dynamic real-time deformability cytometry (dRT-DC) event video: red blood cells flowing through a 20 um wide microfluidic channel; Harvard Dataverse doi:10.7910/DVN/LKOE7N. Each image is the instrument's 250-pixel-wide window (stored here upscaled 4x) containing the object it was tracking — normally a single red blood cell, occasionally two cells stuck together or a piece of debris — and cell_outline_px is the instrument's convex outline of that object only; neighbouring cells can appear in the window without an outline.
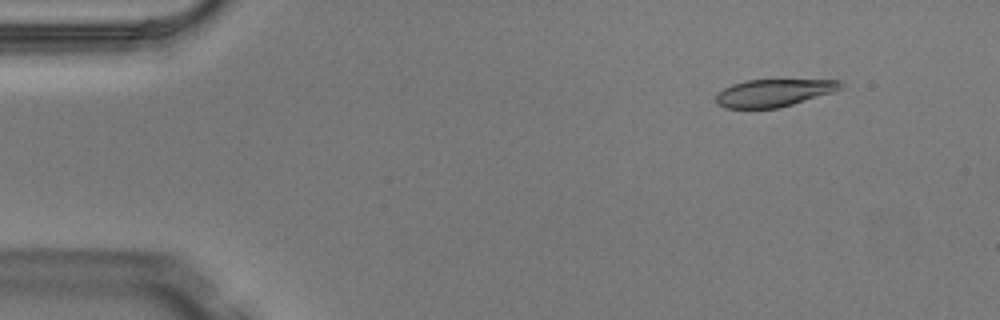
{"species": "Egyptian fruit bat (a non-hibernating species)", "species_latin": "Rousettus aegyptiacus", "temperature_condition": "warm", "stored_images_in_passage": 5, "camera_frame_rate_fps": 3000, "um_per_image_px": 0.085, "animal": {"sex": "male"}, "frame": {"image": 1, "passage_image": 2, "time_ms": 0.333, "image_size_px": [1000, 320], "cell_outline_px": [[844, 84], [840, 88], [832, 92], [780, 108], [724, 108], [716, 104], [716, 96], [724, 88], [732, 84], [748, 80], [840, 80]], "centroid_in_image_um": [65.75, 7.9], "position_along_channel_um": 19.3, "area_um2": 19.77}}